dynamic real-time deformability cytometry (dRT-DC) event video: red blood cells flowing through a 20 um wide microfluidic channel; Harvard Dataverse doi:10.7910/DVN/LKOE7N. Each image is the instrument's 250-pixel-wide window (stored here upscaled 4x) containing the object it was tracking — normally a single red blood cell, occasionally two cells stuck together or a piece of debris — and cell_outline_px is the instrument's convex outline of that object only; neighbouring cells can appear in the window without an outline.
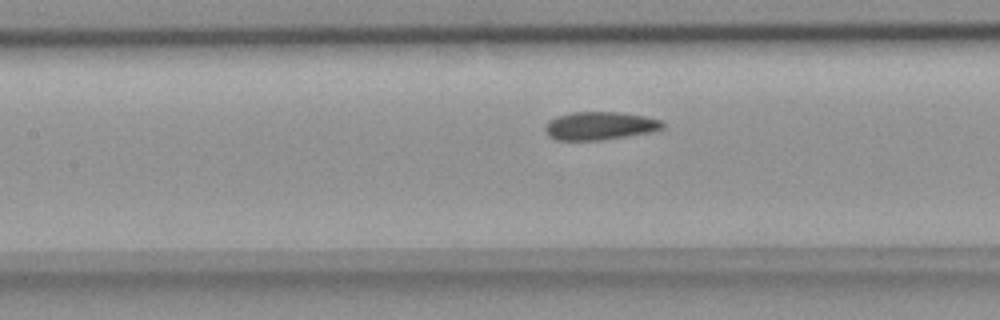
{"species": "common noctule bat (a hibernating species)", "species_latin": "Nyctalus noctula", "temperature_condition": "room temperature", "stored_images_in_passage": 23, "camera_frame_rate_fps": 3000, "um_per_image_px": 0.085, "animal": {"sex": "female", "body_mass_g": 18.4}, "frame": {"image": 1, "passage_image": 11, "time_ms": 3.333, "image_size_px": [1000, 320], "cell_outline_px": [[664, 128], [652, 132], [600, 140], [556, 140], [548, 136], [544, 128], [548, 120], [556, 116], [572, 112], [620, 112], [644, 116], [664, 120]], "centroid_in_image_um": [50.99, 10.69], "position_along_channel_um": 156.4, "area_um2": 19.42}}
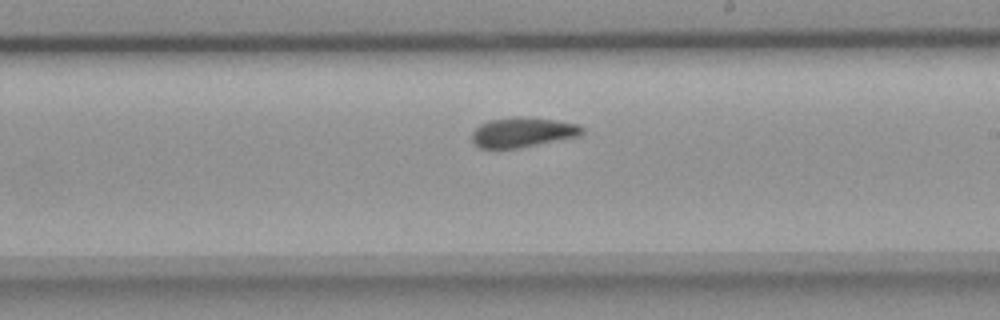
{"frame": {"image": 2, "passage_image": 18, "time_ms": 5.667, "image_size_px": [1000, 320], "cell_outline_px": [[584, 132], [580, 136], [516, 148], [480, 148], [472, 140], [472, 132], [480, 124], [488, 120], [512, 116], [520, 116], [556, 120], [580, 124], [584, 128]], "centroid_in_image_um": [44.44, 11.22], "position_along_channel_um": 244.6, "area_um2": 19.25}}
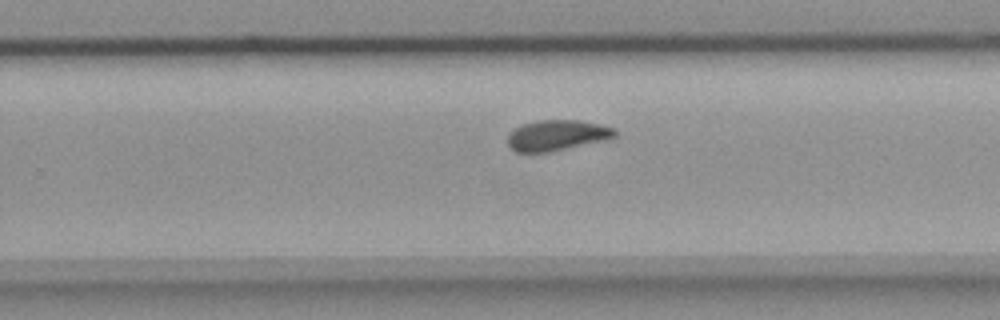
{"frame": {"image": 3, "passage_image": 21, "time_ms": 6.667, "image_size_px": [1000, 320], "cell_outline_px": [[616, 136], [604, 140], [548, 152], [516, 152], [508, 148], [508, 132], [524, 124], [536, 120], [576, 120], [600, 124], [616, 128]], "centroid_in_image_um": [47.31, 11.5], "position_along_channel_um": 282.5, "area_um2": 19.07}}